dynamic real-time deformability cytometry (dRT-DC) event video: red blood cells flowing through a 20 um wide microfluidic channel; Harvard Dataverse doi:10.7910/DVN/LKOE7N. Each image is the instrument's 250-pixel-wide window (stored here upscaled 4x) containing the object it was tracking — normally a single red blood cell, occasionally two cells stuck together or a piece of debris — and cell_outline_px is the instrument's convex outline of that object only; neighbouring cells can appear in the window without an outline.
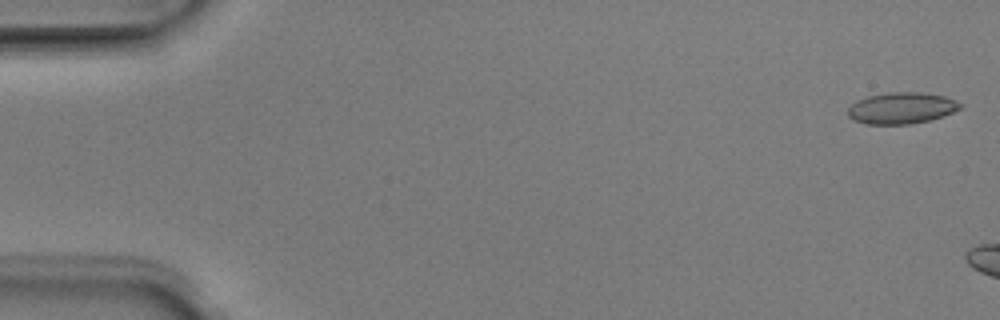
{"species": "Egyptian fruit bat (a non-hibernating species)", "species_latin": "Rousettus aegyptiacus", "temperature_condition": "room temperature", "stored_images_in_passage": 6, "camera_frame_rate_fps": 3000, "um_per_image_px": 0.085, "animal": {"sex": "male"}, "frame": {"image": 1, "passage_image": 1, "time_ms": 0.0, "image_size_px": [1000, 320], "cell_outline_px": [[960, 108], [944, 116], [912, 124], [864, 124], [852, 120], [848, 116], [848, 108], [856, 100], [868, 96], [888, 92], [920, 92], [944, 96], [956, 100], [960, 104]], "centroid_in_image_um": [76.59, 9.19], "position_along_channel_um": 8.4, "area_um2": 20.58}}